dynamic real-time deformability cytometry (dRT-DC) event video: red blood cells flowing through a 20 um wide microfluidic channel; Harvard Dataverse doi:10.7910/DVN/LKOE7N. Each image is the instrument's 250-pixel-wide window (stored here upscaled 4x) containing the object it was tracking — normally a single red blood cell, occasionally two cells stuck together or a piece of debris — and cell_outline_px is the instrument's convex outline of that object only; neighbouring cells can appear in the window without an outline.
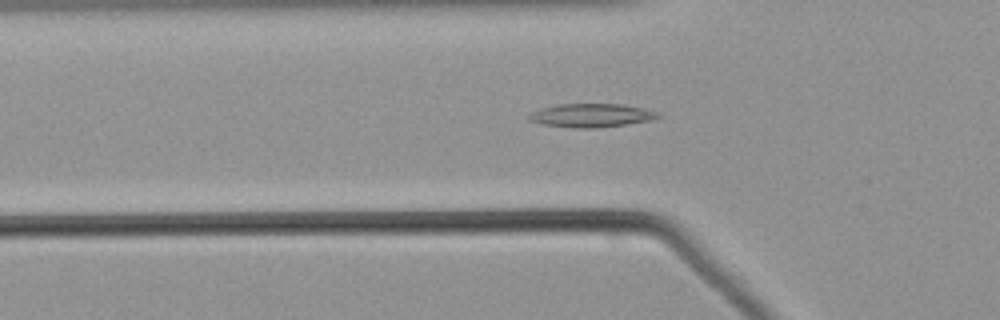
{"species": "common noctule bat (a hibernating species)", "species_latin": "Nyctalus noctula", "temperature_condition": "warm", "stored_images_in_passage": 50, "camera_frame_rate_fps": 3000, "um_per_image_px": 0.085, "animal": {"sex": "male", "body_mass_g": 21.5, "forearm_length_mm": 52.0}, "frame": {"image": 1, "passage_image": 15, "time_ms": 4.667, "image_size_px": [1000, 320], "cell_outline_px": [[660, 116], [652, 120], [628, 124], [596, 128], [572, 128], [540, 124], [528, 120], [528, 116], [532, 112], [540, 108], [556, 104], [624, 104], [644, 108], [656, 112]], "centroid_in_image_um": [50.23, 9.81], "position_along_channel_um": 75.6, "area_um2": 17.86}}
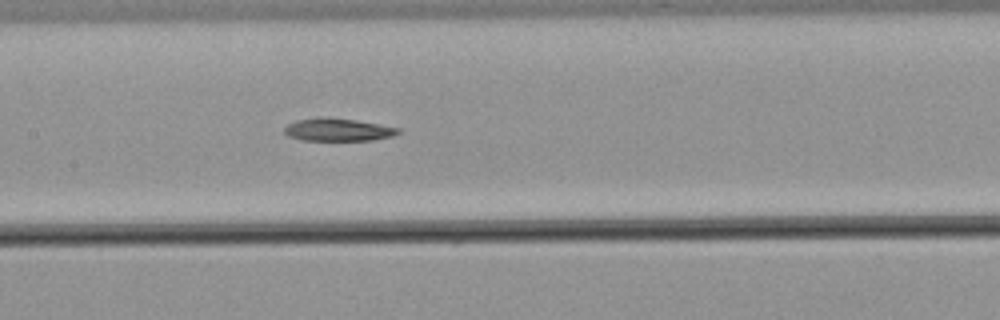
{"frame": {"image": 2, "passage_image": 23, "time_ms": 7.333, "image_size_px": [1000, 320], "cell_outline_px": [[400, 132], [392, 136], [372, 140], [304, 140], [288, 136], [284, 132], [284, 128], [288, 124], [296, 120], [324, 116], [328, 116], [356, 120], [400, 128]], "centroid_in_image_um": [28.71, 11.01], "position_along_channel_um": 178.7, "area_um2": 15.09}}
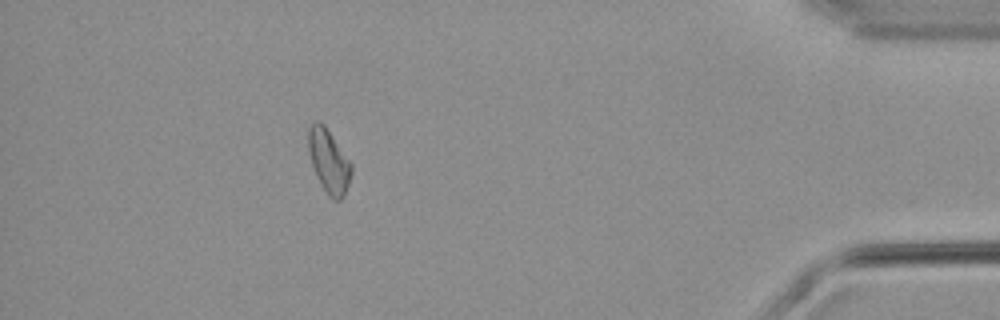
{"frame": {"image": 3, "passage_image": 45, "time_ms": 14.667, "image_size_px": [1000, 320], "cell_outline_px": [[352, 172], [344, 196], [340, 200], [332, 200], [328, 196], [316, 176], [308, 152], [308, 128], [316, 120], [324, 124], [352, 164]], "centroid_in_image_um": [27.94, 13.71], "position_along_channel_um": 407.3, "area_um2": 15.9}}